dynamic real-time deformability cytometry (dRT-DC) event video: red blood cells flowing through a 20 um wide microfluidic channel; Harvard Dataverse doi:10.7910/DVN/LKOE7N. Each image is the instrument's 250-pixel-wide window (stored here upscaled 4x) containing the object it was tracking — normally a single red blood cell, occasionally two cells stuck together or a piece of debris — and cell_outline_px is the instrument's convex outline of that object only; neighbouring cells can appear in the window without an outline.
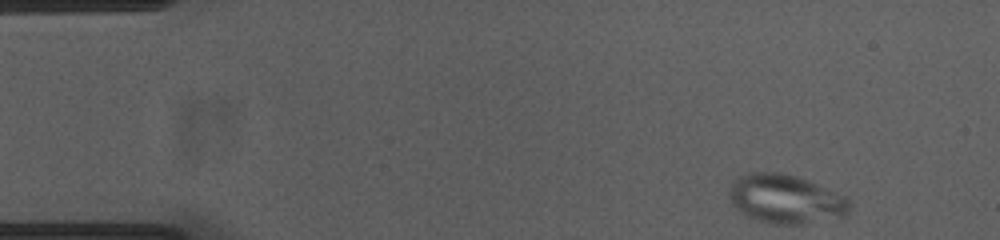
{"species": "common noctule bat (a hibernating species)", "species_latin": "Nyctalus noctula", "temperature_condition": "cold", "stored_images_in_passage": 50, "camera_frame_rate_fps": 3000, "um_per_image_px": 0.085, "animal": {"sex": "female", "body_mass_g": 23.0, "forearm_length_mm": 53.4}, "frame": {"image": 1, "passage_image": 1, "time_ms": 0.0, "image_size_px": [1000, 240], "cell_outline_px": [[848, 212], [804, 224], [772, 224], [756, 220], [748, 216], [736, 208], [732, 204], [732, 184], [740, 176], [752, 172], [776, 172], [792, 176], [816, 184], [848, 196]], "centroid_in_image_um": [66.76, 16.92], "position_along_channel_um": 18.2, "area_um2": 33.12}}
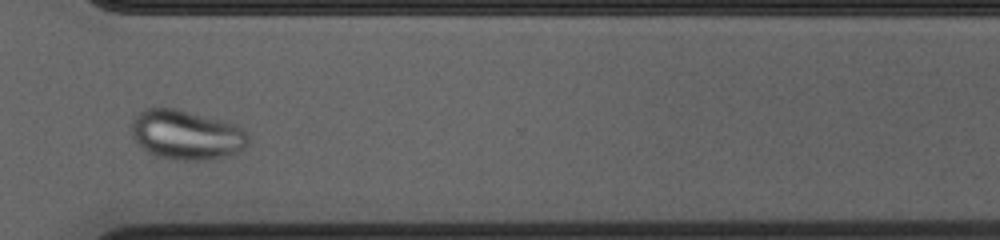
{"frame": {"image": 2, "passage_image": 36, "time_ms": 11.667, "image_size_px": [1000, 240], "cell_outline_px": [[248, 144], [244, 148], [236, 152], [224, 156], [204, 160], [188, 160], [156, 156], [148, 152], [132, 136], [132, 120], [140, 112], [148, 108], [176, 108], [232, 124], [240, 128], [248, 136]], "centroid_in_image_um": [15.81, 11.46], "position_along_channel_um": 354.8, "area_um2": 32.89}}
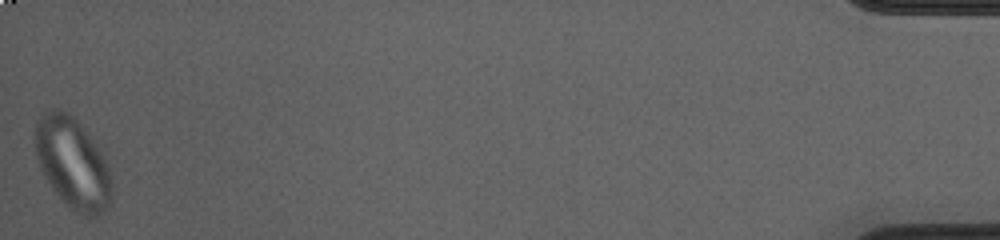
{"frame": {"image": 3, "passage_image": 50, "time_ms": 16.333, "image_size_px": [1000, 240], "cell_outline_px": [[112, 200], [96, 216], [88, 216], [76, 212], [52, 188], [44, 176], [40, 168], [36, 156], [36, 120], [56, 108], [68, 112], [80, 124], [108, 164], [112, 180]], "centroid_in_image_um": [6.18, 13.88], "position_along_channel_um": 429.0, "area_um2": 39.59}}